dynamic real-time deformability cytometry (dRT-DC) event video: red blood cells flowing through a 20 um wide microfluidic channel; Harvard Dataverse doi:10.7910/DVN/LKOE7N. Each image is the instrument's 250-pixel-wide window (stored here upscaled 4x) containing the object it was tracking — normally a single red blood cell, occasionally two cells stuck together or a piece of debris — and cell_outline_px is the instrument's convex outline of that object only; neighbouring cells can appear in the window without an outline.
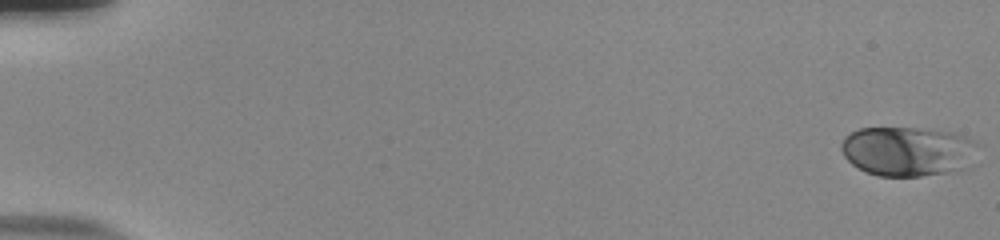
{"species": "human", "species_latin": "Homo sapiens", "temperature_condition": "room temperature", "stored_images_in_passage": 54, "camera_frame_rate_fps": 3000, "um_per_image_px": 0.085, "donor": {"sex": "male"}, "frame": {"image": 1, "passage_image": 1, "time_ms": 0.0, "image_size_px": [1000, 240], "cell_outline_px": [[984, 144], [956, 168], [948, 172], [920, 176], [880, 176], [868, 172], [852, 164], [844, 156], [840, 148], [840, 144], [844, 136], [860, 128], [916, 128], [952, 132], [968, 136]], "centroid_in_image_um": [77.1, 12.82], "position_along_channel_um": 7.9, "area_um2": 39.02}}
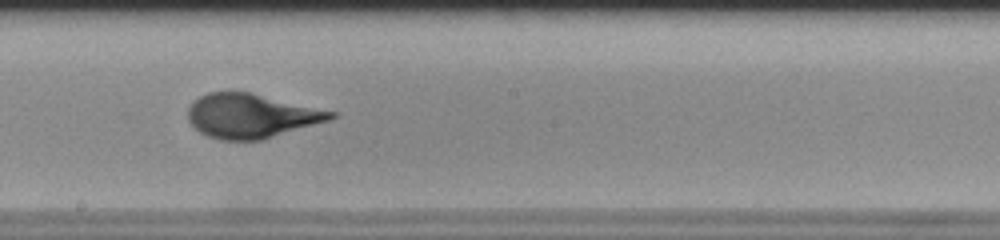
{"frame": {"image": 2, "passage_image": 32, "time_ms": 10.333, "image_size_px": [1000, 240], "cell_outline_px": [[336, 116], [328, 120], [264, 140], [220, 140], [208, 136], [200, 132], [188, 120], [188, 108], [192, 100], [208, 92], [248, 92], [336, 112]], "centroid_in_image_um": [21.31, 9.86], "position_along_channel_um": 226.9, "area_um2": 36.53}}
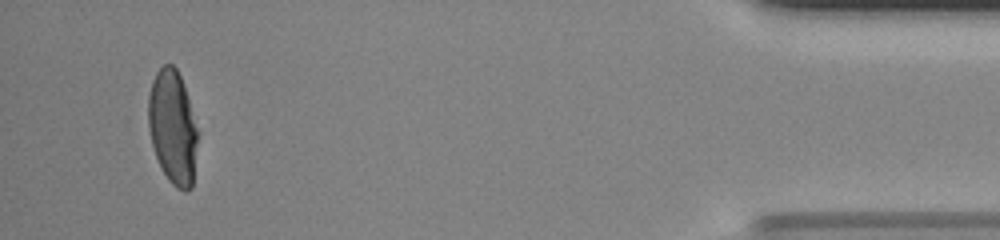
{"frame": {"image": 3, "passage_image": 52, "time_ms": 17.0, "image_size_px": [1000, 240], "cell_outline_px": [[196, 140], [192, 188], [184, 192], [176, 188], [168, 180], [156, 156], [152, 144], [148, 128], [148, 96], [152, 80], [156, 72], [164, 64], [172, 64], [176, 68], [180, 76], [188, 100], [196, 128]], "centroid_in_image_um": [14.64, 10.81], "position_along_channel_um": 420.6, "area_um2": 32.14}, "authors_computed_cell_mechanics": {"area_um2": 36.9631, "velocity_mm_per_s": 3.8705, "shape_relaxation_time_tau1_ms": 5.2464, "shape_relaxation_time_tau2_ms": null, "deformation_change_tau1": 0.2326, "deformation_change_tau2": null}}